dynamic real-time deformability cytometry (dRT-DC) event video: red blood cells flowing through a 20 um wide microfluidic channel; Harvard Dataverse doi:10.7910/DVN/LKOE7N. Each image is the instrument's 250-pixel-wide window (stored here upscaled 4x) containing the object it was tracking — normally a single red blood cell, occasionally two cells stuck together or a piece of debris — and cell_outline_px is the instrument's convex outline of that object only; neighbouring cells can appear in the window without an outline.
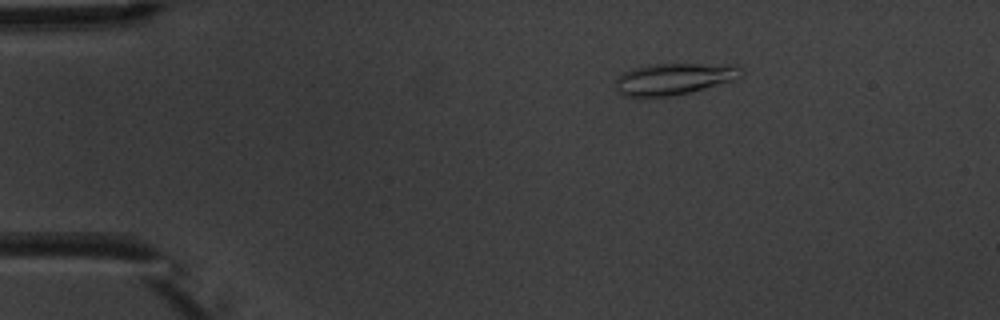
{"species": "common noctule bat (a hibernating species)", "species_latin": "Nyctalus noctula", "temperature_condition": "warm", "stored_images_in_passage": 3, "camera_frame_rate_fps": 3000, "um_per_image_px": 0.085, "animal": {"sex": "male", "body_mass_g": 20.1, "forearm_length_mm": 53.5}, "frame": {"image": 1, "passage_image": 1, "time_ms": 0.0, "image_size_px": [1000, 320], "cell_outline_px": [[744, 72], [736, 80], [688, 92], [668, 96], [624, 96], [616, 88], [616, 76], [620, 72], [636, 68], [656, 64], [736, 64], [744, 68]], "centroid_in_image_um": [57.34, 6.68], "position_along_channel_um": 27.7, "area_um2": 23.06}}